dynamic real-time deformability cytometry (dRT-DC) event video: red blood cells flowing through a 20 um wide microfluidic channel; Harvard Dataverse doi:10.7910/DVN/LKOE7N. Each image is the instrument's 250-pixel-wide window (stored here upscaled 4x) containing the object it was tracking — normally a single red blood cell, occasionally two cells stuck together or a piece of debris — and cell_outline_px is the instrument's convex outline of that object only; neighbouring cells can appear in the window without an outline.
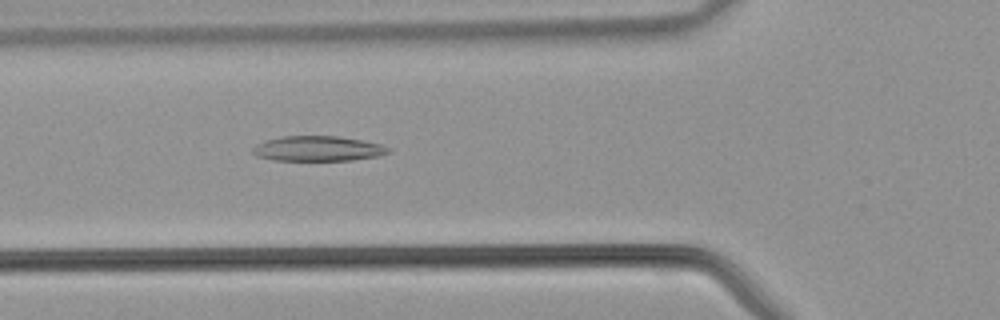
{"species": "common noctule bat (a hibernating species)", "species_latin": "Nyctalus noctula", "temperature_condition": "warm", "stored_images_in_passage": 40, "camera_frame_rate_fps": 3000, "um_per_image_px": 0.085, "animal": {"sex": "male", "body_mass_g": 21.5, "forearm_length_mm": 52.0}, "frame": {"image": 1, "passage_image": 14, "time_ms": 4.333, "image_size_px": [1000, 320], "cell_outline_px": [[392, 152], [376, 156], [352, 160], [272, 160], [256, 156], [252, 152], [252, 148], [256, 144], [268, 140], [284, 136], [340, 136], [380, 144], [388, 148]], "centroid_in_image_um": [27.0, 12.63], "position_along_channel_um": 98.8, "area_um2": 19.65}}
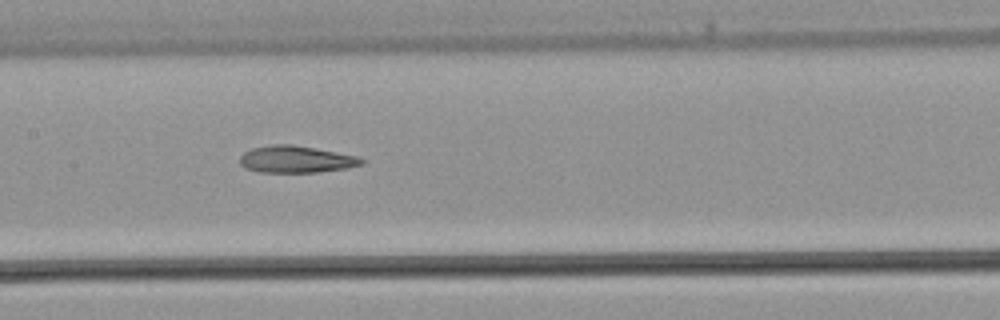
{"frame": {"image": 2, "passage_image": 19, "time_ms": 6.0, "image_size_px": [1000, 320], "cell_outline_px": [[364, 164], [348, 168], [316, 172], [260, 172], [244, 168], [240, 164], [240, 156], [244, 152], [252, 148], [272, 144], [292, 144], [356, 156], [364, 160]], "centroid_in_image_um": [25.13, 13.54], "position_along_channel_um": 182.3, "area_um2": 19.02}}
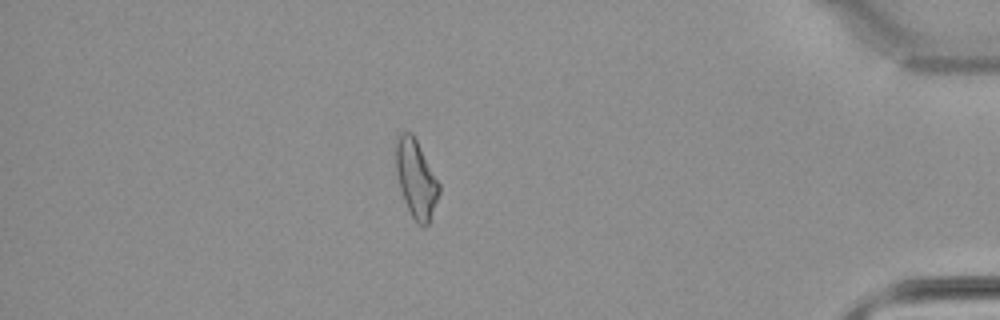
{"frame": {"image": 3, "passage_image": 35, "time_ms": 11.333, "image_size_px": [1000, 320], "cell_outline_px": [[440, 192], [432, 220], [424, 228], [420, 228], [416, 224], [404, 200], [400, 188], [396, 172], [396, 144], [400, 132], [412, 132], [440, 184]], "centroid_in_image_um": [35.39, 15.27], "position_along_channel_um": 399.8, "area_um2": 19.77}}